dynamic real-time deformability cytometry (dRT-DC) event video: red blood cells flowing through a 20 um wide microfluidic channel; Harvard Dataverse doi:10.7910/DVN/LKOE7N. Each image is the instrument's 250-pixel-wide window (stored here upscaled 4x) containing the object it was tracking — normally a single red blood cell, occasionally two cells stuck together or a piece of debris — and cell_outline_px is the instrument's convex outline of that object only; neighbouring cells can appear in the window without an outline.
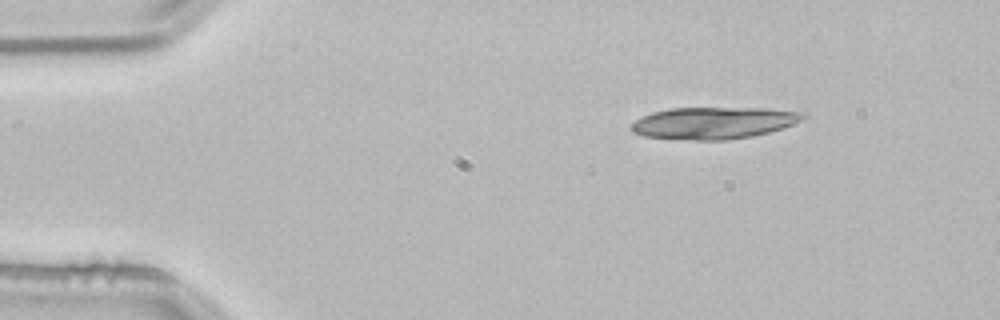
{"species": "common noctule bat (a hibernating species)", "species_latin": "Nyctalus noctula", "temperature_condition": "room temperature", "stored_images_in_passage": 4, "segment_of_instrument_passage": [2, 2], "camera_frame_rate_fps": 3000, "um_per_image_px": 0.085, "animal": {"sex": "male", "body_mass_g": 21.5, "forearm_length_mm": 52.0}, "frame": {"image": 1, "passage_image": 4, "time_ms": 1.0, "image_size_px": [1000, 320], "cell_outline_px": [[808, 116], [792, 124], [768, 132], [752, 136], [728, 140], [692, 140], [644, 136], [632, 132], [628, 124], [652, 112], [668, 108], [768, 108], [808, 112]], "centroid_in_image_um": [60.66, 10.44], "position_along_channel_um": 24.3, "area_um2": 32.08}}